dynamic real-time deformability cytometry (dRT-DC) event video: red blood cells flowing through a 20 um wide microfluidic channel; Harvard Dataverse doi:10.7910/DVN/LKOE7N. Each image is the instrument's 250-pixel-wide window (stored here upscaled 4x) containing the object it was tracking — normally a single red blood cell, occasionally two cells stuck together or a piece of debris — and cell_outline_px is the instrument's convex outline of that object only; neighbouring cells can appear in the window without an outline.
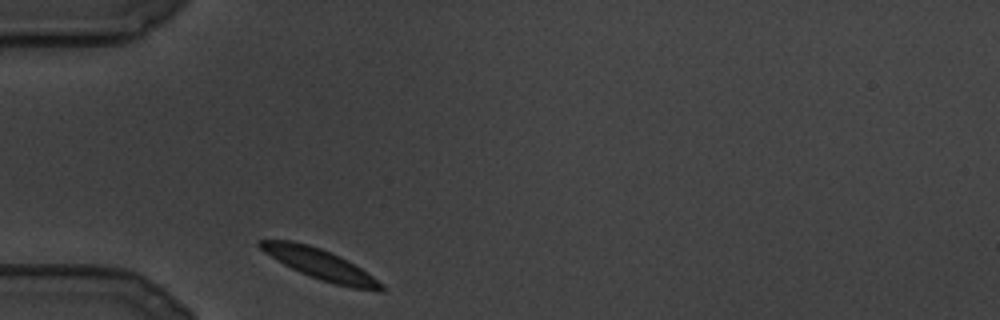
{"species": "common noctule bat (a hibernating species)", "species_latin": "Nyctalus noctula", "temperature_condition": "cold", "stored_images_in_passage": 55, "camera_frame_rate_fps": 3000, "um_per_image_px": 0.085, "animal": {"sex": "male", "body_mass_g": 19.5, "forearm_length_mm": 54.6}, "frame": {"image": 1, "passage_image": 1, "time_ms": 0.0, "image_size_px": [1000, 320], "cell_outline_px": [[384, 292], [380, 292], [352, 288], [320, 280], [308, 276], [284, 264], [264, 252], [256, 244], [256, 240], [292, 240], [308, 244], [320, 248], [360, 268], [384, 284]], "centroid_in_image_um": [27.19, 22.48], "position_along_channel_um": 57.8, "area_um2": 21.15}}
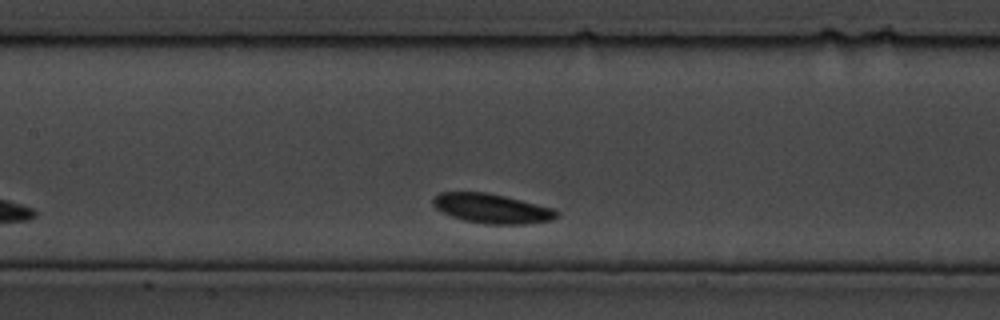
{"frame": {"image": 2, "passage_image": 22, "time_ms": 7.0, "image_size_px": [1000, 320], "cell_outline_px": [[560, 216], [552, 220], [524, 224], [484, 224], [464, 220], [440, 212], [432, 204], [432, 196], [440, 192], [484, 192], [504, 196], [552, 208], [560, 212]], "centroid_in_image_um": [41.78, 17.72], "position_along_channel_um": 165.6, "area_um2": 21.33}}
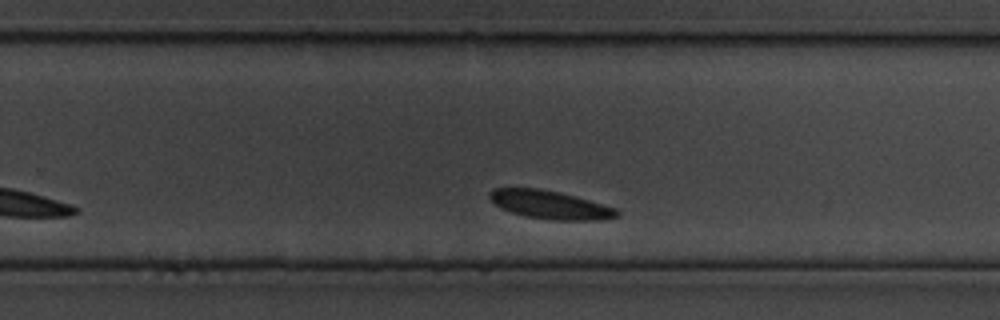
{"frame": {"image": 3, "passage_image": 43, "time_ms": 14.0, "image_size_px": [1000, 320], "cell_outline_px": [[620, 216], [600, 220], [552, 220], [524, 216], [500, 208], [488, 196], [488, 192], [496, 188], [540, 188], [560, 192], [576, 196], [616, 208], [620, 212]], "centroid_in_image_um": [46.78, 17.4], "position_along_channel_um": 283.0, "area_um2": 21.1}}